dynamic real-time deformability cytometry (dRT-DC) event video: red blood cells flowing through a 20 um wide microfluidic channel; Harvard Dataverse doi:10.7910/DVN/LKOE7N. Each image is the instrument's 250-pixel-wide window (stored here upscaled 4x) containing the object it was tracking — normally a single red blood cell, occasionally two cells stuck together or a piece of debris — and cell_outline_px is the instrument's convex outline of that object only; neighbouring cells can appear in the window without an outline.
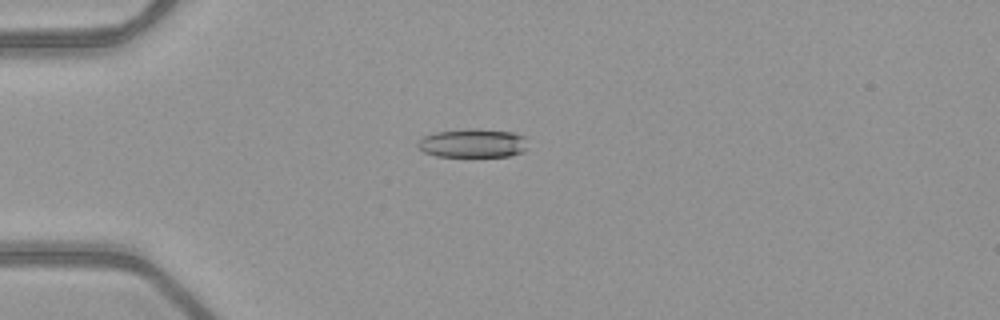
{"species": "common noctule bat (a hibernating species)", "species_latin": "Nyctalus noctula", "temperature_condition": "warm", "stored_images_in_passage": 45, "camera_frame_rate_fps": 3000, "um_per_image_px": 0.085, "animal": {"sex": "female", "body_mass_g": 21.9}, "frame": {"image": 1, "passage_image": 7, "time_ms": 2.0, "image_size_px": [1000, 320], "cell_outline_px": [[528, 148], [524, 152], [512, 156], [436, 156], [424, 152], [416, 144], [424, 136], [436, 132], [464, 128], [476, 128], [512, 132], [524, 136]], "centroid_in_image_um": [40.22, 12.16], "position_along_channel_um": 44.8, "area_um2": 18.61}}
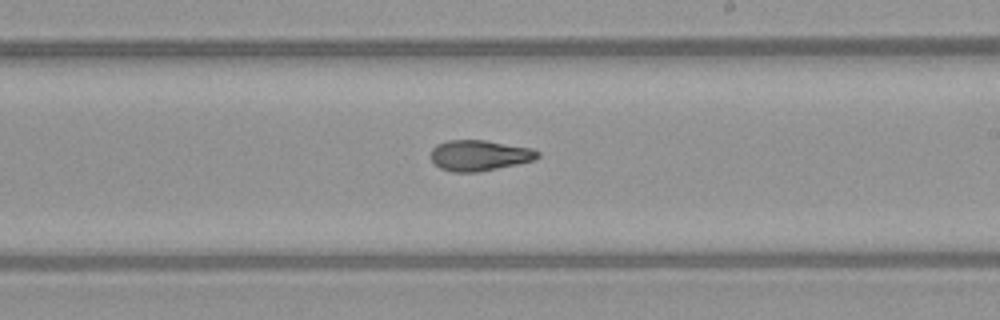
{"frame": {"image": 2, "passage_image": 24, "time_ms": 7.667, "image_size_px": [1000, 320], "cell_outline_px": [[540, 156], [532, 160], [516, 164], [480, 172], [452, 172], [440, 168], [432, 160], [432, 148], [436, 144], [448, 140], [484, 140], [532, 148], [540, 152]], "centroid_in_image_um": [40.74, 13.21], "position_along_channel_um": 248.3, "area_um2": 19.02}}
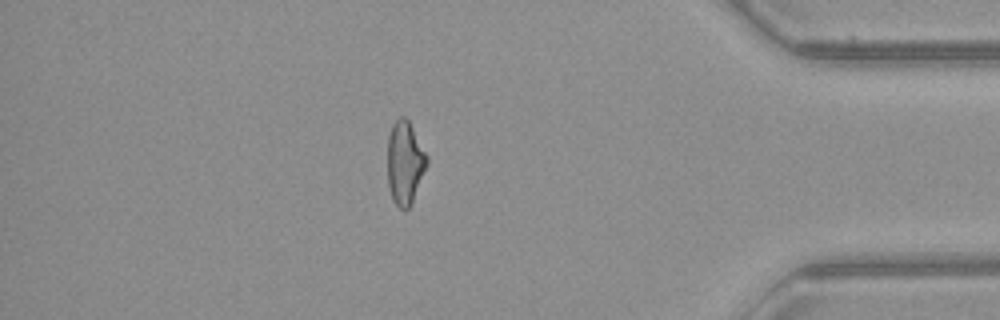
{"frame": {"image": 3, "passage_image": 38, "time_ms": 12.333, "image_size_px": [1000, 320], "cell_outline_px": [[428, 164], [412, 204], [408, 208], [400, 208], [392, 200], [388, 184], [388, 136], [392, 124], [400, 116], [404, 116], [408, 120], [428, 156]], "centroid_in_image_um": [34.42, 13.84], "position_along_channel_um": 400.8, "area_um2": 19.19}, "authors_computed_cell_mechanics": {"area_um2": 19.7098, "velocity_mm_per_s": 4.0207, "shape_relaxation_time_tau1_ms": null, "shape_relaxation_time_tau2_ms": 2.3342, "deformation_change_tau1": null, "deformation_change_tau2": 0.0952}}